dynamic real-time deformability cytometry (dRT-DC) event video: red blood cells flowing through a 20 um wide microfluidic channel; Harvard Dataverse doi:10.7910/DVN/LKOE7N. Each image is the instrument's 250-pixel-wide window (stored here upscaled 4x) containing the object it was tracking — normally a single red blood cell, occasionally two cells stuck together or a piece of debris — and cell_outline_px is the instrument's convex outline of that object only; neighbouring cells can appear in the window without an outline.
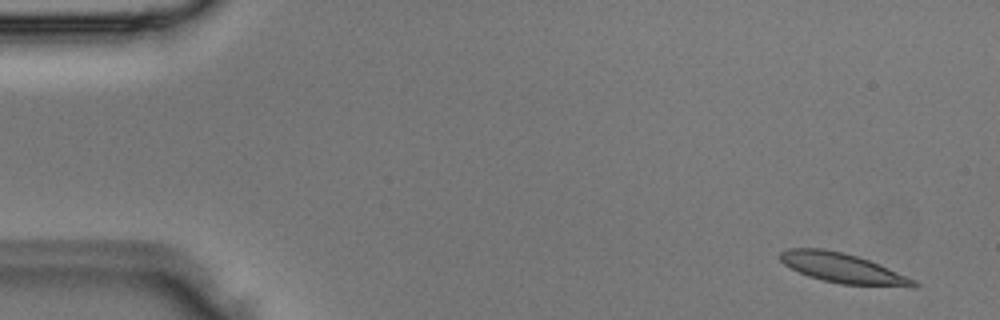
{"species": "Egyptian fruit bat (a non-hibernating species)", "species_latin": "Rousettus aegyptiacus", "temperature_condition": "room temperature", "stored_images_in_passage": 4, "camera_frame_rate_fps": 3000, "um_per_image_px": 0.085, "animal": {"sex": "male"}, "frame": {"image": 1, "passage_image": 1, "time_ms": 0.0, "image_size_px": [1000, 320], "cell_outline_px": [[920, 284], [916, 288], [840, 284], [808, 276], [784, 264], [780, 260], [780, 252], [788, 248], [820, 248], [840, 252], [856, 256], [868, 260], [888, 268], [916, 280]], "centroid_in_image_um": [71.68, 22.81], "position_along_channel_um": 13.3, "area_um2": 23.06}}